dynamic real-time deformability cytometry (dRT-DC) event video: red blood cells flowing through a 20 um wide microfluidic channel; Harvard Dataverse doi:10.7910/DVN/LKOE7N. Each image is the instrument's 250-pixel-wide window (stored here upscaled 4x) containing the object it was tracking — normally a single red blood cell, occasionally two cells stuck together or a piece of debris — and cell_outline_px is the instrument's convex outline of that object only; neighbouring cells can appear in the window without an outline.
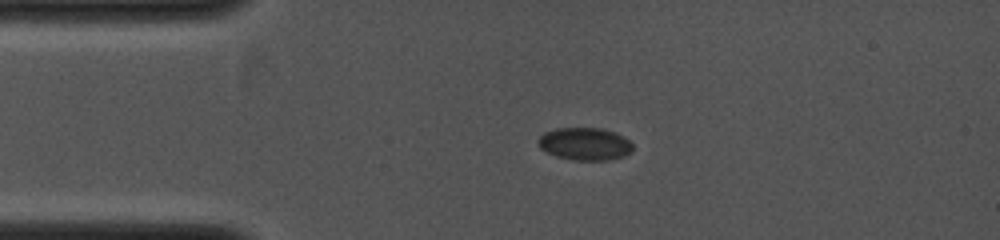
{"species": "common noctule bat (a hibernating species)", "species_latin": "Nyctalus noctula", "temperature_condition": "cold", "stored_images_in_passage": 25, "camera_frame_rate_fps": 4000, "um_per_image_px": 0.085, "animal": {"sex": "female", "body_mass_g": 19.0, "forearm_length_mm": 53.3}, "frame": {"image": 1, "passage_image": 6, "time_ms": 2.75, "image_size_px": [1000, 240], "cell_outline_px": [[632, 152], [624, 156], [608, 160], [572, 160], [556, 156], [540, 148], [536, 140], [544, 132], [556, 128], [600, 128], [616, 132], [624, 136], [632, 144]], "centroid_in_image_um": [49.71, 12.23], "position_along_channel_um": 35.3, "area_um2": 18.09}}
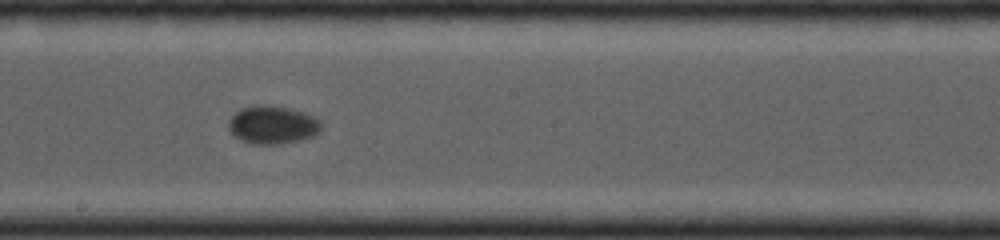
{"frame": {"image": 2, "passage_image": 14, "time_ms": 7.5, "image_size_px": [1000, 240], "cell_outline_px": [[320, 132], [312, 136], [300, 140], [280, 144], [252, 144], [240, 140], [232, 136], [228, 128], [228, 120], [236, 112], [244, 108], [288, 108], [304, 112], [316, 116], [320, 120]], "centroid_in_image_um": [23.18, 10.67], "position_along_channel_um": 225.0, "area_um2": 20.06}}
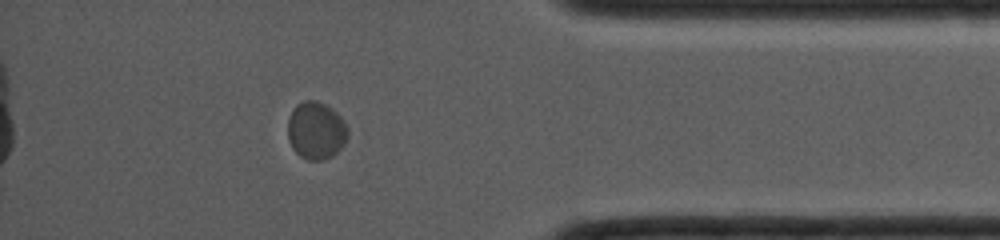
{"frame": {"image": 3, "passage_image": 22, "time_ms": 11.75, "image_size_px": [1000, 240], "cell_outline_px": [[348, 136], [344, 144], [332, 156], [324, 160], [308, 160], [300, 156], [292, 148], [288, 140], [288, 116], [296, 104], [304, 100], [316, 100], [332, 108], [344, 120], [348, 128]], "centroid_in_image_um": [26.86, 11.09], "position_along_channel_um": 408.3, "area_um2": 20.35}}